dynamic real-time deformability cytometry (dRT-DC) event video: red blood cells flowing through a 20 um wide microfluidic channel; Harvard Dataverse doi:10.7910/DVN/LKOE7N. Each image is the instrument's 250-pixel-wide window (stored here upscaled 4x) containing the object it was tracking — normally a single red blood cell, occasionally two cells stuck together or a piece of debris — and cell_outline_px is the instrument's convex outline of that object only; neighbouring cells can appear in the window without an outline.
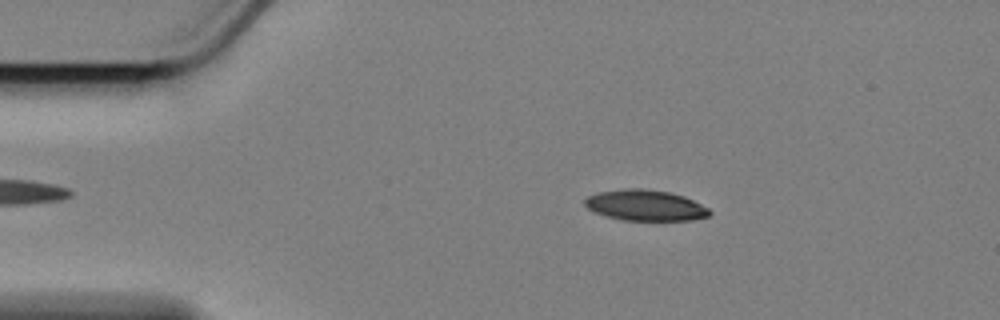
{"species": "Egyptian fruit bat (a non-hibernating species)", "species_latin": "Rousettus aegyptiacus", "temperature_condition": "cold", "stored_images_in_passage": 13, "camera_frame_rate_fps": 3000, "um_per_image_px": 0.085, "animal": {"sex": "female"}, "frame": {"image": 1, "passage_image": 6, "time_ms": 1.667, "image_size_px": [1000, 320], "cell_outline_px": [[712, 212], [708, 216], [692, 220], [624, 220], [608, 216], [596, 212], [588, 208], [584, 204], [584, 200], [588, 196], [596, 192], [624, 188], [644, 188], [668, 192], [684, 196], [708, 208]], "centroid_in_image_um": [54.84, 17.44], "position_along_channel_um": 30.2, "area_um2": 22.31}}